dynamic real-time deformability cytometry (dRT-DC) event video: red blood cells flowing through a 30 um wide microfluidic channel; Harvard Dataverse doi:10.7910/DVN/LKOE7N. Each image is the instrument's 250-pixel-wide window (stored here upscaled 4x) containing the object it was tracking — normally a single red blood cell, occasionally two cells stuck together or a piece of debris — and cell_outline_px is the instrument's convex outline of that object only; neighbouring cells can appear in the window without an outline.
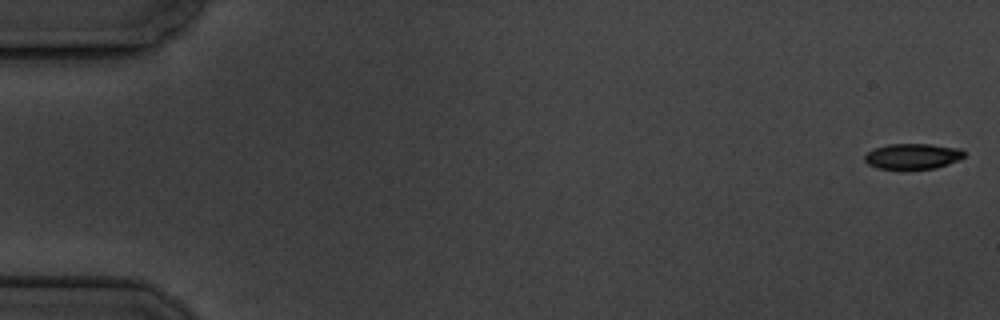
{"species": "common noctule bat (a hibernating species)", "species_latin": "Nyctalus noctula", "temperature_condition": "cold", "stored_images_in_passage": 9, "camera_frame_rate_fps": 3000, "um_per_image_px": 0.085, "animal": {"sex": "male", "body_mass_g": 19.5, "forearm_length_mm": 54.6}, "frame": {"image": 1, "passage_image": 1, "time_ms": 0.0, "image_size_px": [1000, 320], "cell_outline_px": [[964, 156], [960, 160], [936, 168], [876, 168], [868, 164], [864, 160], [864, 156], [868, 152], [876, 148], [888, 144], [932, 144], [960, 148], [964, 152]], "centroid_in_image_um": [77.6, 13.27], "position_along_channel_um": 7.4, "area_um2": 14.68}}
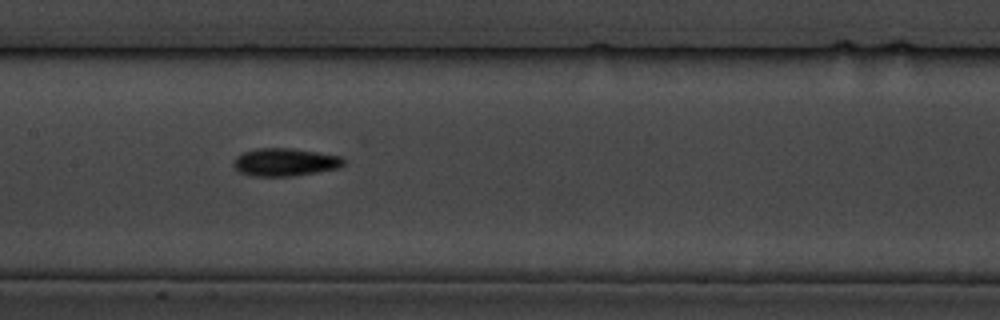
{"frame": {"image": 2, "passage_image": 9, "time_ms": 9.333, "image_size_px": [1000, 320], "cell_outline_px": [[344, 164], [340, 168], [292, 176], [248, 176], [240, 172], [232, 164], [236, 156], [240, 152], [256, 148], [292, 148], [340, 156], [344, 160]], "centroid_in_image_um": [24.18, 13.78], "position_along_channel_um": 183.2, "area_um2": 17.98}}